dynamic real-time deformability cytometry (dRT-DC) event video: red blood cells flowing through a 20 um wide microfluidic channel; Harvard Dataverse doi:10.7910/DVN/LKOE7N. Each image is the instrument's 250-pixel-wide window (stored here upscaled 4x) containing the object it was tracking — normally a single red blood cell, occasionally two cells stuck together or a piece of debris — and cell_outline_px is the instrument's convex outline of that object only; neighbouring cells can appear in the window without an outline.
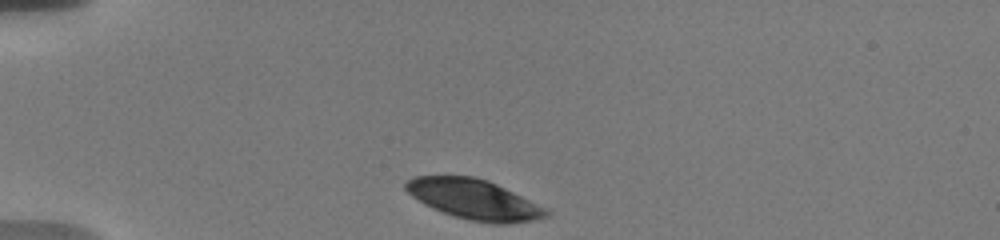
{"species": "human", "species_latin": "Homo sapiens", "temperature_condition": "warm", "stored_images_in_passage": 38, "camera_frame_rate_fps": 3000, "um_per_image_px": 0.085, "donor": {"sex": "male"}, "frame": {"image": 1, "passage_image": 1, "time_ms": 0.0, "image_size_px": [1000, 240], "cell_outline_px": [[552, 216], [532, 220], [508, 224], [492, 224], [468, 220], [452, 216], [432, 208], [424, 204], [412, 196], [404, 188], [404, 180], [412, 176], [472, 176], [488, 180], [548, 208], [552, 212]], "centroid_in_image_um": [40.31, 16.96], "position_along_channel_um": 44.7, "area_um2": 33.23}}
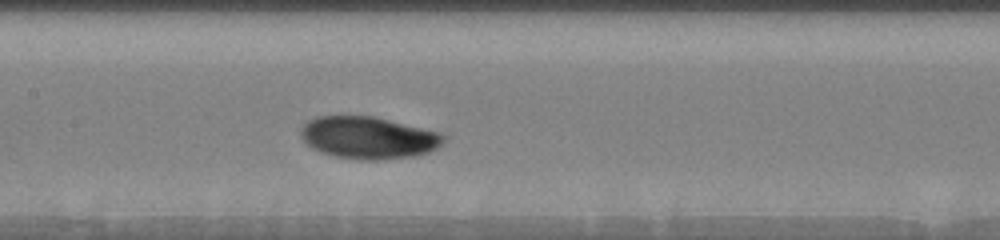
{"frame": {"image": 2, "passage_image": 15, "time_ms": 4.667, "image_size_px": [1000, 240], "cell_outline_px": [[448, 136], [436, 148], [428, 152], [416, 156], [380, 160], [356, 160], [336, 156], [320, 152], [312, 148], [300, 136], [300, 128], [308, 120], [316, 116], [372, 116], [444, 132]], "centroid_in_image_um": [31.34, 11.7], "position_along_channel_um": 176.1, "area_um2": 35.49}}
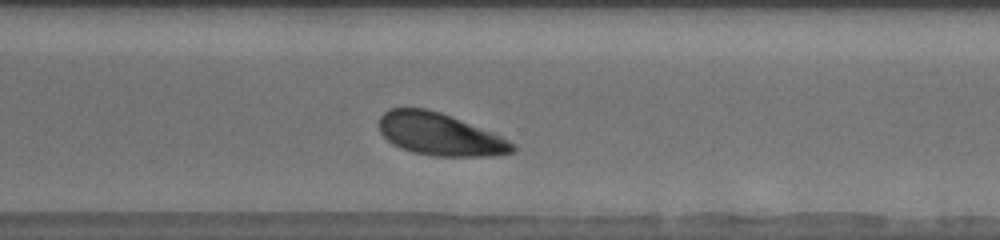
{"frame": {"image": 3, "passage_image": 28, "time_ms": 9.0, "image_size_px": [1000, 240], "cell_outline_px": [[516, 148], [512, 152], [492, 156], [432, 156], [412, 152], [400, 148], [392, 144], [380, 132], [380, 116], [388, 108], [424, 108], [440, 112], [500, 136], [516, 144]], "centroid_in_image_um": [37.35, 11.42], "position_along_channel_um": 333.2, "area_um2": 32.66}, "authors_computed_cell_mechanics": {"area_um2": 33.4951, "velocity_mm_per_s": 3.6348, "shape_relaxation_time_tau1_ms": 1.9575, "shape_relaxation_time_tau2_ms": null, "deformation_change_tau1": 0.1157, "deformation_change_tau2": null}}